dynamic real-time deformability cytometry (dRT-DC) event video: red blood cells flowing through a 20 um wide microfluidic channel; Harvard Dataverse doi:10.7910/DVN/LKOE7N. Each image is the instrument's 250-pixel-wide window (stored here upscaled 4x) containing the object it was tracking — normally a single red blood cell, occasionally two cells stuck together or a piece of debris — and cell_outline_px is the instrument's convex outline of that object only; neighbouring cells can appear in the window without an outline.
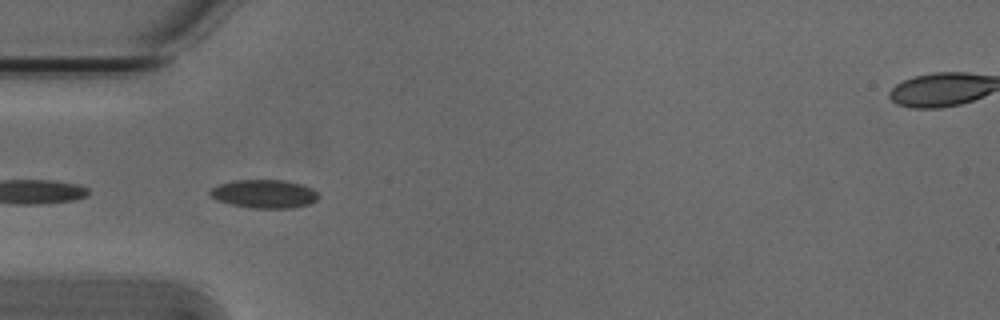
{"species": "Egyptian fruit bat (a non-hibernating species)", "species_latin": "Rousettus aegyptiacus", "temperature_condition": "cold", "stored_images_in_passage": 11, "camera_frame_rate_fps": 3000, "um_per_image_px": 0.085, "animal": {"sex": "male"}, "frame": {"image": 1, "passage_image": 1, "time_ms": 0.0, "image_size_px": [1000, 320], "cell_outline_px": [[320, 196], [316, 200], [308, 204], [292, 208], [252, 208], [232, 204], [216, 200], [208, 192], [212, 188], [220, 184], [232, 180], [284, 180], [300, 184], [312, 188]], "centroid_in_image_um": [22.46, 16.47], "position_along_channel_um": 62.5, "area_um2": 17.86}}
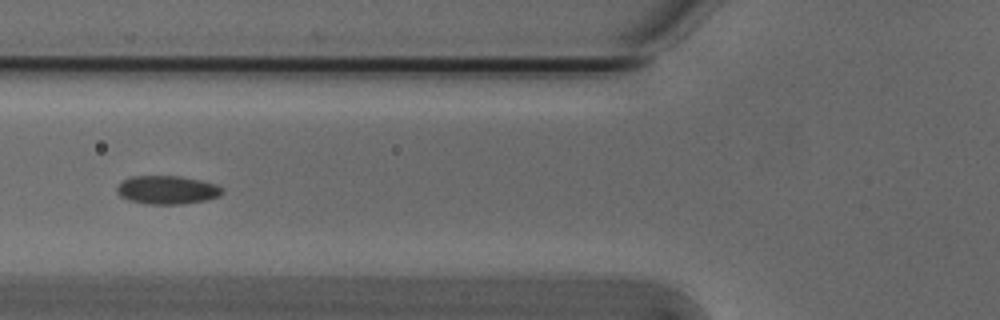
{"frame": {"image": 2, "passage_image": 5, "time_ms": 1.333, "image_size_px": [1000, 320], "cell_outline_px": [[224, 192], [220, 196], [204, 200], [180, 204], [148, 204], [128, 200], [120, 196], [116, 192], [116, 188], [124, 180], [132, 176], [180, 176], [200, 180], [216, 184], [224, 188]], "centroid_in_image_um": [14.22, 16.14], "position_along_channel_um": 111.6, "area_um2": 17.46}}